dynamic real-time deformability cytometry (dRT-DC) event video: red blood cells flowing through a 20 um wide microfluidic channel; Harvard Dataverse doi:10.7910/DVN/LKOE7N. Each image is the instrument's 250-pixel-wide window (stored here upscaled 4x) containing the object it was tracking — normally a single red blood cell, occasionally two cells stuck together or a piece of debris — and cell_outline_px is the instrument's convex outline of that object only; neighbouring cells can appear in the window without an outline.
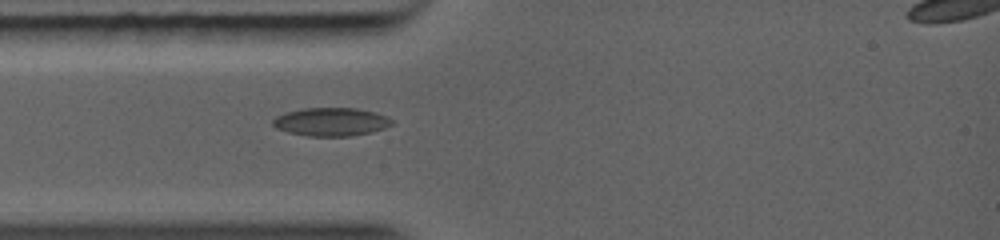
{"species": "common noctule bat (a hibernating species)", "species_latin": "Nyctalus noctula", "temperature_condition": "warm", "stored_images_in_passage": 5, "camera_frame_rate_fps": 5000, "um_per_image_px": 0.085, "animal": {"sex": "female", "body_mass_g": 19.0, "forearm_length_mm": 56.7}, "frame": {"image": 1, "passage_image": 3, "time_ms": 1.6, "image_size_px": [1000, 240], "cell_outline_px": [[392, 124], [384, 128], [372, 132], [352, 136], [308, 136], [288, 132], [276, 128], [272, 124], [272, 120], [276, 116], [284, 112], [304, 108], [356, 108], [376, 112], [388, 116], [392, 120]], "centroid_in_image_um": [28.14, 10.35], "position_along_channel_um": 56.9, "area_um2": 19.77}}
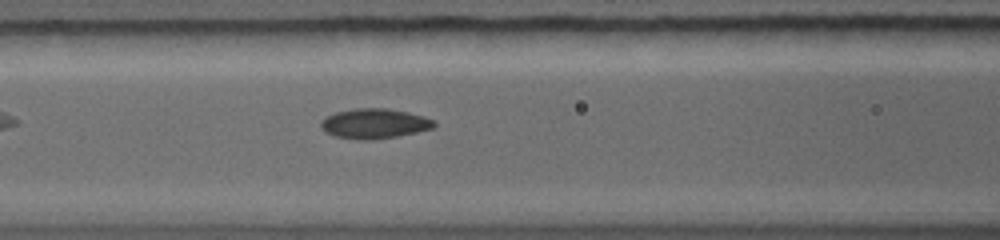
{"frame": {"image": 2, "passage_image": 5, "time_ms": 3.2, "image_size_px": [1000, 240], "cell_outline_px": [[436, 124], [432, 128], [416, 132], [396, 136], [372, 140], [356, 140], [332, 136], [324, 132], [320, 128], [320, 120], [336, 112], [356, 108], [388, 108], [408, 112], [424, 116], [432, 120]], "centroid_in_image_um": [31.76, 10.51], "position_along_channel_um": 134.8, "area_um2": 19.88}}